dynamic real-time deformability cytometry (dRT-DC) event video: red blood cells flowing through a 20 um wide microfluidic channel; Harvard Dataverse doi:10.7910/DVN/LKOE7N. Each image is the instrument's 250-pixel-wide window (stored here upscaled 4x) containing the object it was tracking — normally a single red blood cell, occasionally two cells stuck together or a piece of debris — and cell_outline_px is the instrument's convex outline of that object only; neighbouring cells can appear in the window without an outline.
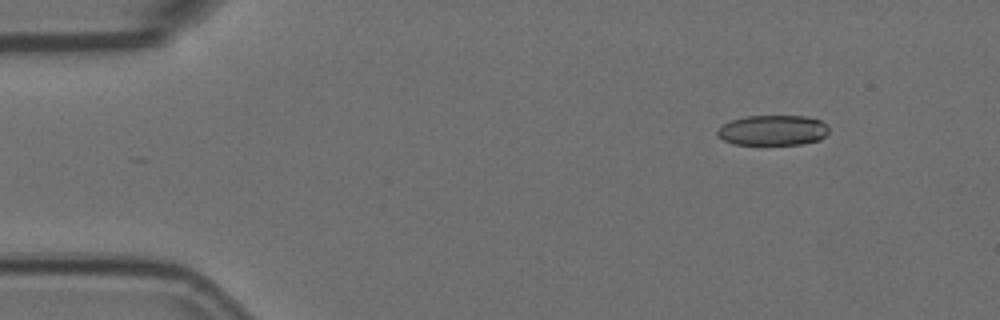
{"species": "Egyptian fruit bat (a non-hibernating species)", "species_latin": "Rousettus aegyptiacus", "temperature_condition": "room temperature", "stored_images_in_passage": 4, "camera_frame_rate_fps": 3000, "um_per_image_px": 0.085, "animal": {"sex": "female"}, "frame": {"image": 1, "passage_image": 1, "time_ms": 0.0, "image_size_px": [1000, 320], "cell_outline_px": [[828, 132], [820, 140], [800, 144], [732, 144], [716, 136], [716, 132], [724, 124], [732, 120], [744, 116], [808, 116], [820, 120], [828, 128]], "centroid_in_image_um": [65.68, 11.07], "position_along_channel_um": 19.3, "area_um2": 19.59}}
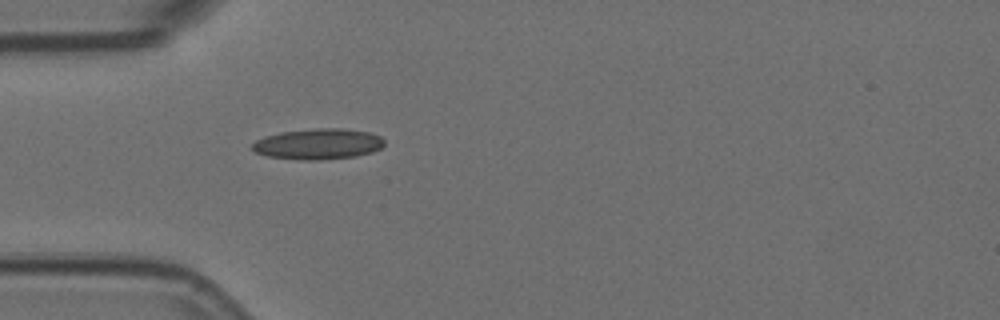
{"frame": {"image": 2, "passage_image": 4, "time_ms": 1.0, "image_size_px": [1000, 320], "cell_outline_px": [[384, 144], [380, 148], [372, 152], [356, 156], [320, 160], [300, 160], [268, 156], [256, 152], [248, 148], [256, 140], [264, 136], [280, 132], [316, 128], [340, 128], [368, 132], [380, 136], [384, 140]], "centroid_in_image_um": [27.01, 12.24], "position_along_channel_um": 58.0, "area_um2": 23.76}}